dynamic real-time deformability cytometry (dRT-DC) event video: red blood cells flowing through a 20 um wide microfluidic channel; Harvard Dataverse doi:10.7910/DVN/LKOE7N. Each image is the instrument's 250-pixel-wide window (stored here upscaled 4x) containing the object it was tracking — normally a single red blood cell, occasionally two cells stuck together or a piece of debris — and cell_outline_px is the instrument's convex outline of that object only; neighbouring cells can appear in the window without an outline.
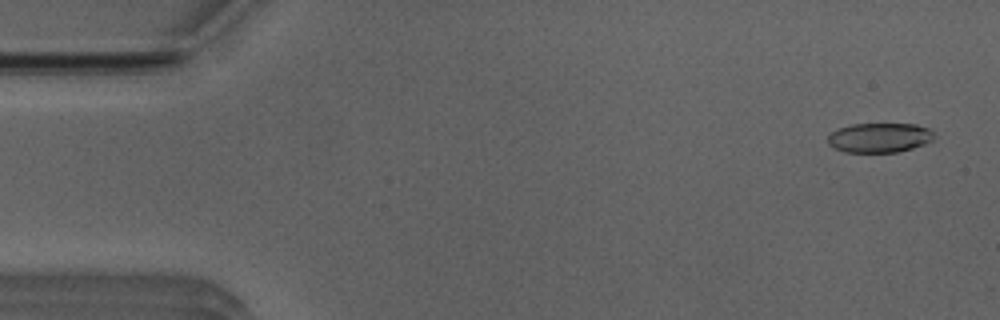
{"species": "Egyptian fruit bat (a non-hibernating species)", "species_latin": "Rousettus aegyptiacus", "temperature_condition": "room temperature", "stored_images_in_passage": 50, "camera_frame_rate_fps": 3000, "um_per_image_px": 0.085, "animal": {"sex": "male"}, "frame": {"image": 1, "passage_image": 2, "time_ms": 0.333, "image_size_px": [1000, 320], "cell_outline_px": [[936, 136], [932, 140], [924, 144], [912, 148], [896, 152], [844, 152], [832, 148], [828, 144], [828, 132], [836, 128], [852, 124], [916, 124], [928, 128]], "centroid_in_image_um": [74.7, 11.7], "position_along_channel_um": 10.3, "area_um2": 18.55}}
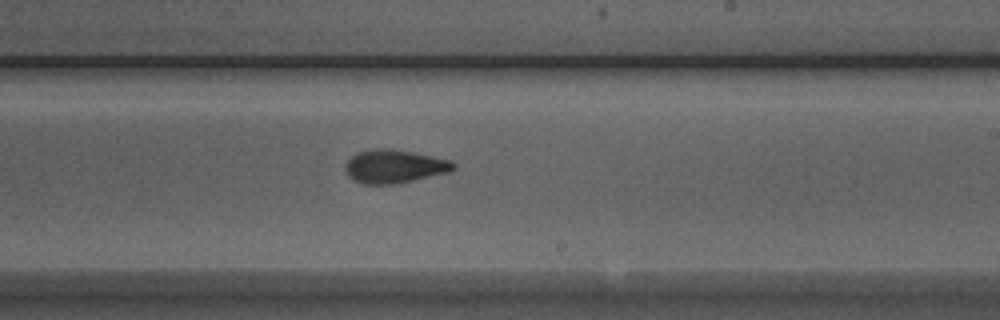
{"frame": {"image": 2, "passage_image": 30, "time_ms": 9.667, "image_size_px": [1000, 320], "cell_outline_px": [[456, 168], [448, 172], [412, 180], [392, 184], [364, 184], [352, 180], [348, 176], [344, 168], [344, 164], [356, 152], [376, 148], [388, 148], [412, 152], [452, 160], [456, 164]], "centroid_in_image_um": [33.49, 14.13], "position_along_channel_um": 255.5, "area_um2": 21.04}}
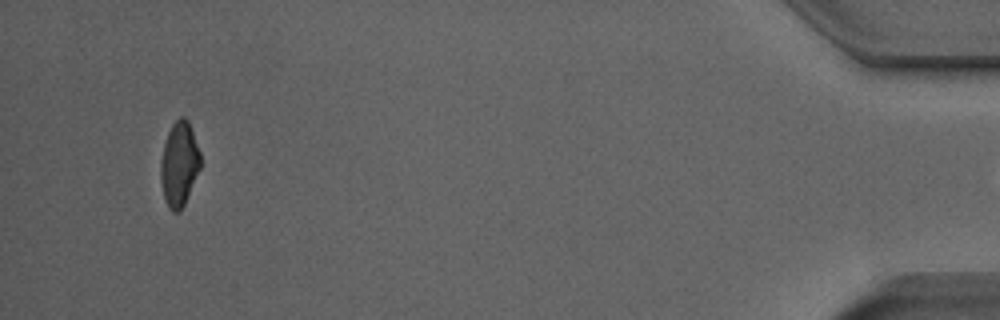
{"frame": {"image": 3, "passage_image": 49, "time_ms": 16.0, "image_size_px": [1000, 320], "cell_outline_px": [[200, 168], [184, 204], [180, 212], [172, 212], [168, 208], [164, 196], [160, 180], [160, 164], [164, 144], [168, 132], [172, 124], [180, 116], [184, 116], [188, 120], [200, 152]], "centroid_in_image_um": [15.22, 13.94], "position_along_channel_um": 420.0, "area_um2": 19.48}}